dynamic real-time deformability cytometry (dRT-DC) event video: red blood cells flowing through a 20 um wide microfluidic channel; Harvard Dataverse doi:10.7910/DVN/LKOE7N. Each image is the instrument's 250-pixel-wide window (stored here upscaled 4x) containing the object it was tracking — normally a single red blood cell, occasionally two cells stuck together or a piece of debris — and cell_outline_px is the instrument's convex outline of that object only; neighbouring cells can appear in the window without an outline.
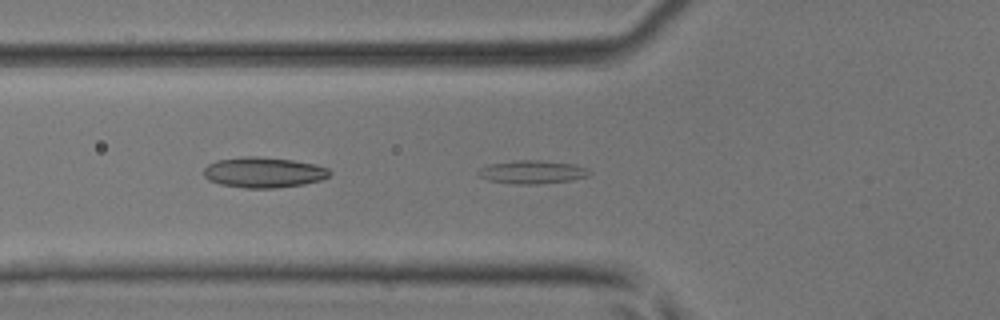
{"species": "common noctule bat (a hibernating species)", "species_latin": "Nyctalus noctula", "temperature_condition": "room temperature", "stored_images_in_passage": 45, "camera_frame_rate_fps": 3000, "um_per_image_px": 0.085, "animal": {"sex": "male", "body_mass_g": 17.9, "forearm_length_mm": 54.2}, "frame": {"image": 1, "passage_image": 14, "time_ms": 4.333, "image_size_px": [1000, 320], "cell_outline_px": [[592, 172], [588, 176], [572, 180], [536, 184], [516, 184], [488, 180], [476, 176], [476, 172], [480, 168], [492, 164], [516, 160], [540, 160], [576, 164], [588, 168]], "centroid_in_image_um": [45.26, 14.62], "position_along_channel_um": 80.5, "area_um2": 15.2}}
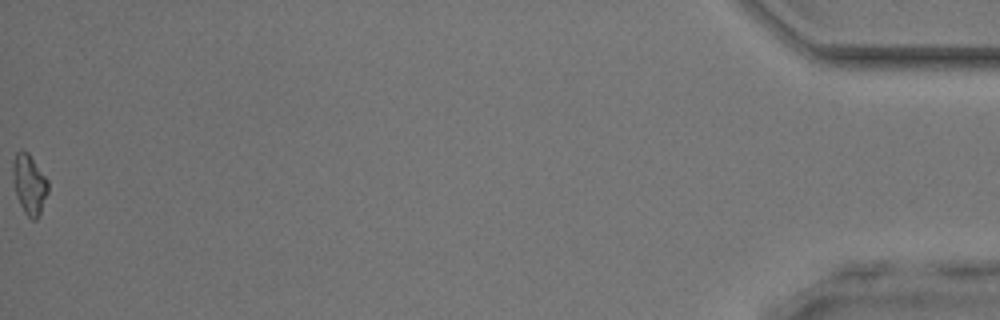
{"frame": {"image": 2, "passage_image": 45, "time_ms": 14.667, "image_size_px": [1000, 320], "cell_outline_px": [[48, 192], [40, 212], [36, 220], [32, 220], [24, 212], [16, 196], [12, 172], [12, 164], [16, 152], [20, 148], [28, 152], [48, 180]], "centroid_in_image_um": [2.48, 15.63], "position_along_channel_um": 432.7, "area_um2": 12.31}}